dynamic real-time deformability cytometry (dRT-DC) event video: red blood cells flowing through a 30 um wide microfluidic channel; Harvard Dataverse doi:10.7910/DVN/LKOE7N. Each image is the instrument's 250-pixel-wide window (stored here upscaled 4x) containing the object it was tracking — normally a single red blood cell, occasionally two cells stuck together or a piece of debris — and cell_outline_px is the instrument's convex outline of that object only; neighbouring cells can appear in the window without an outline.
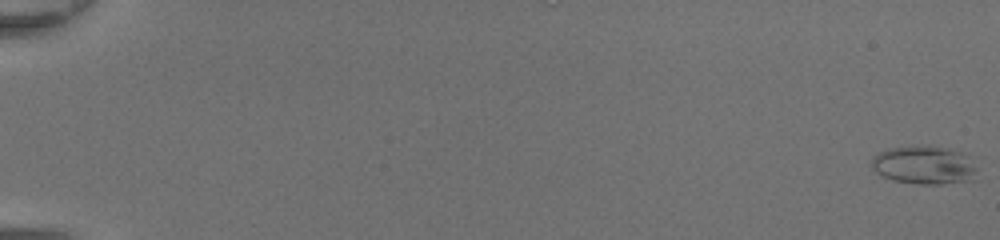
{"species": "common noctule bat (a hibernating species)", "species_latin": "Nyctalus noctula", "temperature_condition": "room temperature", "stored_images_in_passage": 50, "camera_frame_rate_fps": 3000, "um_per_image_px": 0.085, "animal": {"sex": "female", "body_mass_g": 20.0, "forearm_length_mm": 54.0}, "frame": {"image": 1, "passage_image": 1, "time_ms": 0.0, "image_size_px": [1000, 240], "cell_outline_px": [[976, 180], [944, 184], [916, 184], [892, 180], [876, 172], [872, 168], [872, 156], [880, 152], [892, 148], [944, 148], [960, 152], [976, 168]], "centroid_in_image_um": [78.54, 14.1], "position_along_channel_um": 6.5, "area_um2": 22.77}}
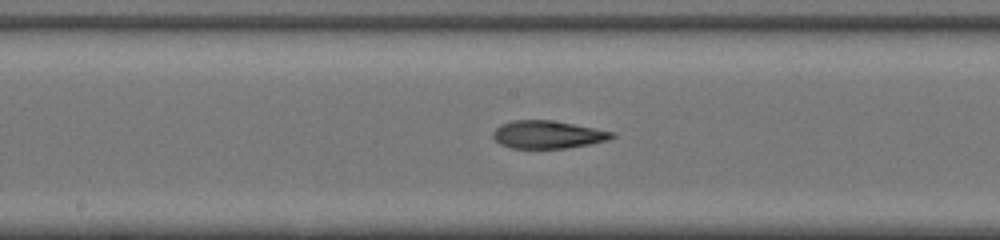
{"frame": {"image": 2, "passage_image": 29, "time_ms": 9.333, "image_size_px": [1000, 240], "cell_outline_px": [[616, 136], [608, 140], [568, 148], [512, 148], [500, 144], [492, 136], [492, 132], [500, 124], [512, 120], [552, 120], [616, 132]], "centroid_in_image_um": [46.55, 11.43], "position_along_channel_um": 201.6, "area_um2": 19.31}}
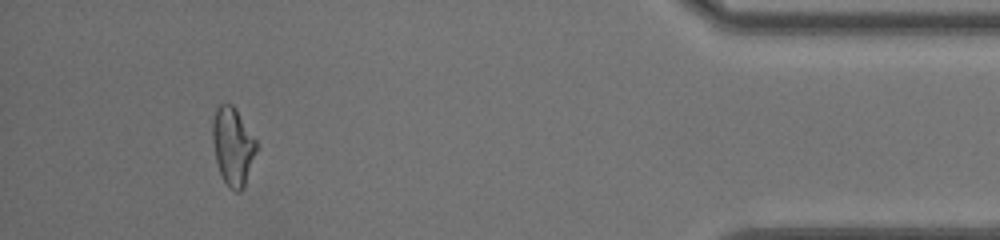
{"frame": {"image": 3, "passage_image": 47, "time_ms": 15.333, "image_size_px": [1000, 240], "cell_outline_px": [[260, 148], [244, 184], [240, 192], [236, 192], [228, 188], [220, 172], [216, 160], [212, 140], [212, 120], [216, 108], [220, 104], [232, 104], [236, 108], [256, 140]], "centroid_in_image_um": [19.81, 12.42], "position_along_channel_um": 415.4, "area_um2": 20.17}, "authors_computed_cell_mechanics": {"area_um2": 20.2011, "velocity_mm_per_s": 4.4179, "shape_relaxation_time_tau1_ms": 11.0187, "shape_relaxation_time_tau2_ms": 1.735, "deformation_change_tau1": 0.3584, "deformation_change_tau2": 0.0978}}